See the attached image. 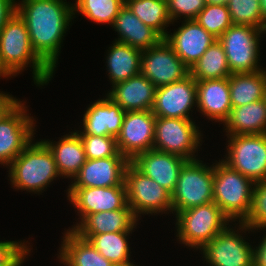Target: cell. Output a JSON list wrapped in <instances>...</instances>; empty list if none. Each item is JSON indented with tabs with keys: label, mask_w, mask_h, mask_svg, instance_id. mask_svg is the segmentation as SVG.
I'll list each match as a JSON object with an SVG mask.
<instances>
[{
	"label": "cell",
	"mask_w": 266,
	"mask_h": 266,
	"mask_svg": "<svg viewBox=\"0 0 266 266\" xmlns=\"http://www.w3.org/2000/svg\"><path fill=\"white\" fill-rule=\"evenodd\" d=\"M16 12L26 24L34 52L55 73L65 34L74 18L73 3L18 0Z\"/></svg>",
	"instance_id": "obj_1"
},
{
	"label": "cell",
	"mask_w": 266,
	"mask_h": 266,
	"mask_svg": "<svg viewBox=\"0 0 266 266\" xmlns=\"http://www.w3.org/2000/svg\"><path fill=\"white\" fill-rule=\"evenodd\" d=\"M0 60L14 77L27 67L33 69V81L38 87L47 85L54 78V72L34 52L26 24L17 12L0 30Z\"/></svg>",
	"instance_id": "obj_2"
},
{
	"label": "cell",
	"mask_w": 266,
	"mask_h": 266,
	"mask_svg": "<svg viewBox=\"0 0 266 266\" xmlns=\"http://www.w3.org/2000/svg\"><path fill=\"white\" fill-rule=\"evenodd\" d=\"M35 141L11 162L7 172L13 189L40 195L61 176L50 148L43 140Z\"/></svg>",
	"instance_id": "obj_3"
},
{
	"label": "cell",
	"mask_w": 266,
	"mask_h": 266,
	"mask_svg": "<svg viewBox=\"0 0 266 266\" xmlns=\"http://www.w3.org/2000/svg\"><path fill=\"white\" fill-rule=\"evenodd\" d=\"M215 162L213 163V202L232 224L235 221L242 223L251 209L255 182L230 168L222 160L219 159V162L215 160Z\"/></svg>",
	"instance_id": "obj_4"
},
{
	"label": "cell",
	"mask_w": 266,
	"mask_h": 266,
	"mask_svg": "<svg viewBox=\"0 0 266 266\" xmlns=\"http://www.w3.org/2000/svg\"><path fill=\"white\" fill-rule=\"evenodd\" d=\"M175 218L178 243L199 252L213 237L232 223L213 201L180 211Z\"/></svg>",
	"instance_id": "obj_5"
},
{
	"label": "cell",
	"mask_w": 266,
	"mask_h": 266,
	"mask_svg": "<svg viewBox=\"0 0 266 266\" xmlns=\"http://www.w3.org/2000/svg\"><path fill=\"white\" fill-rule=\"evenodd\" d=\"M213 164L187 160L182 166L175 190L171 194L173 215L213 201Z\"/></svg>",
	"instance_id": "obj_6"
},
{
	"label": "cell",
	"mask_w": 266,
	"mask_h": 266,
	"mask_svg": "<svg viewBox=\"0 0 266 266\" xmlns=\"http://www.w3.org/2000/svg\"><path fill=\"white\" fill-rule=\"evenodd\" d=\"M233 225L218 233L200 250L204 263L209 266H253L254 247L243 234L247 235V231L254 234V230L243 223Z\"/></svg>",
	"instance_id": "obj_7"
},
{
	"label": "cell",
	"mask_w": 266,
	"mask_h": 266,
	"mask_svg": "<svg viewBox=\"0 0 266 266\" xmlns=\"http://www.w3.org/2000/svg\"><path fill=\"white\" fill-rule=\"evenodd\" d=\"M266 31L248 25L232 24L219 38L231 74L263 70L259 65L261 35ZM262 37V38H261ZM262 67V68H261Z\"/></svg>",
	"instance_id": "obj_8"
},
{
	"label": "cell",
	"mask_w": 266,
	"mask_h": 266,
	"mask_svg": "<svg viewBox=\"0 0 266 266\" xmlns=\"http://www.w3.org/2000/svg\"><path fill=\"white\" fill-rule=\"evenodd\" d=\"M124 182L127 205L138 220L142 215L173 214L171 194L131 162L125 170Z\"/></svg>",
	"instance_id": "obj_9"
},
{
	"label": "cell",
	"mask_w": 266,
	"mask_h": 266,
	"mask_svg": "<svg viewBox=\"0 0 266 266\" xmlns=\"http://www.w3.org/2000/svg\"><path fill=\"white\" fill-rule=\"evenodd\" d=\"M193 120L156 117L153 149L187 160L197 159L203 134L200 126L196 125V120Z\"/></svg>",
	"instance_id": "obj_10"
},
{
	"label": "cell",
	"mask_w": 266,
	"mask_h": 266,
	"mask_svg": "<svg viewBox=\"0 0 266 266\" xmlns=\"http://www.w3.org/2000/svg\"><path fill=\"white\" fill-rule=\"evenodd\" d=\"M222 161L254 182L266 179V135H226Z\"/></svg>",
	"instance_id": "obj_11"
},
{
	"label": "cell",
	"mask_w": 266,
	"mask_h": 266,
	"mask_svg": "<svg viewBox=\"0 0 266 266\" xmlns=\"http://www.w3.org/2000/svg\"><path fill=\"white\" fill-rule=\"evenodd\" d=\"M23 101L0 122V165L11 162L35 138L36 121Z\"/></svg>",
	"instance_id": "obj_12"
},
{
	"label": "cell",
	"mask_w": 266,
	"mask_h": 266,
	"mask_svg": "<svg viewBox=\"0 0 266 266\" xmlns=\"http://www.w3.org/2000/svg\"><path fill=\"white\" fill-rule=\"evenodd\" d=\"M140 74L158 88L183 80L190 69L163 38L157 45L142 51Z\"/></svg>",
	"instance_id": "obj_13"
},
{
	"label": "cell",
	"mask_w": 266,
	"mask_h": 266,
	"mask_svg": "<svg viewBox=\"0 0 266 266\" xmlns=\"http://www.w3.org/2000/svg\"><path fill=\"white\" fill-rule=\"evenodd\" d=\"M67 200L71 202L78 215L73 230L87 215L116 209H131L127 205L126 186L67 188ZM77 209V210H76Z\"/></svg>",
	"instance_id": "obj_14"
},
{
	"label": "cell",
	"mask_w": 266,
	"mask_h": 266,
	"mask_svg": "<svg viewBox=\"0 0 266 266\" xmlns=\"http://www.w3.org/2000/svg\"><path fill=\"white\" fill-rule=\"evenodd\" d=\"M196 96V80L189 74L181 81L158 87L151 111L156 117L193 119Z\"/></svg>",
	"instance_id": "obj_15"
},
{
	"label": "cell",
	"mask_w": 266,
	"mask_h": 266,
	"mask_svg": "<svg viewBox=\"0 0 266 266\" xmlns=\"http://www.w3.org/2000/svg\"><path fill=\"white\" fill-rule=\"evenodd\" d=\"M156 116L152 111H128L116 138L119 152L130 162L153 149Z\"/></svg>",
	"instance_id": "obj_16"
},
{
	"label": "cell",
	"mask_w": 266,
	"mask_h": 266,
	"mask_svg": "<svg viewBox=\"0 0 266 266\" xmlns=\"http://www.w3.org/2000/svg\"><path fill=\"white\" fill-rule=\"evenodd\" d=\"M129 163L130 161L124 156L87 159L68 188L125 185V170Z\"/></svg>",
	"instance_id": "obj_17"
},
{
	"label": "cell",
	"mask_w": 266,
	"mask_h": 266,
	"mask_svg": "<svg viewBox=\"0 0 266 266\" xmlns=\"http://www.w3.org/2000/svg\"><path fill=\"white\" fill-rule=\"evenodd\" d=\"M165 40L173 47L183 63L191 69L208 47L218 39L196 20H183L181 26L173 33L168 32Z\"/></svg>",
	"instance_id": "obj_18"
},
{
	"label": "cell",
	"mask_w": 266,
	"mask_h": 266,
	"mask_svg": "<svg viewBox=\"0 0 266 266\" xmlns=\"http://www.w3.org/2000/svg\"><path fill=\"white\" fill-rule=\"evenodd\" d=\"M105 96V97H104ZM103 99L89 104L83 114L82 128L74 130L78 135L115 137L120 133L125 111L106 94Z\"/></svg>",
	"instance_id": "obj_19"
},
{
	"label": "cell",
	"mask_w": 266,
	"mask_h": 266,
	"mask_svg": "<svg viewBox=\"0 0 266 266\" xmlns=\"http://www.w3.org/2000/svg\"><path fill=\"white\" fill-rule=\"evenodd\" d=\"M186 161L181 156L151 149L137 155L131 163L172 194L179 172Z\"/></svg>",
	"instance_id": "obj_20"
},
{
	"label": "cell",
	"mask_w": 266,
	"mask_h": 266,
	"mask_svg": "<svg viewBox=\"0 0 266 266\" xmlns=\"http://www.w3.org/2000/svg\"><path fill=\"white\" fill-rule=\"evenodd\" d=\"M196 86V110L208 120L223 124L232 109L228 77L196 81Z\"/></svg>",
	"instance_id": "obj_21"
},
{
	"label": "cell",
	"mask_w": 266,
	"mask_h": 266,
	"mask_svg": "<svg viewBox=\"0 0 266 266\" xmlns=\"http://www.w3.org/2000/svg\"><path fill=\"white\" fill-rule=\"evenodd\" d=\"M111 87L106 95L125 112L152 110L157 87L145 76L138 74Z\"/></svg>",
	"instance_id": "obj_22"
},
{
	"label": "cell",
	"mask_w": 266,
	"mask_h": 266,
	"mask_svg": "<svg viewBox=\"0 0 266 266\" xmlns=\"http://www.w3.org/2000/svg\"><path fill=\"white\" fill-rule=\"evenodd\" d=\"M111 27L117 32L116 42L141 51L157 45L163 39L156 30L145 25L126 4L120 9Z\"/></svg>",
	"instance_id": "obj_23"
},
{
	"label": "cell",
	"mask_w": 266,
	"mask_h": 266,
	"mask_svg": "<svg viewBox=\"0 0 266 266\" xmlns=\"http://www.w3.org/2000/svg\"><path fill=\"white\" fill-rule=\"evenodd\" d=\"M69 133L59 138V141L42 140L52 151L61 178H70L72 181L87 159L80 136L75 131Z\"/></svg>",
	"instance_id": "obj_24"
},
{
	"label": "cell",
	"mask_w": 266,
	"mask_h": 266,
	"mask_svg": "<svg viewBox=\"0 0 266 266\" xmlns=\"http://www.w3.org/2000/svg\"><path fill=\"white\" fill-rule=\"evenodd\" d=\"M137 222L131 209H116L87 215L73 231L78 235L136 231Z\"/></svg>",
	"instance_id": "obj_25"
},
{
	"label": "cell",
	"mask_w": 266,
	"mask_h": 266,
	"mask_svg": "<svg viewBox=\"0 0 266 266\" xmlns=\"http://www.w3.org/2000/svg\"><path fill=\"white\" fill-rule=\"evenodd\" d=\"M58 249V261L64 266H110L112 263L101 255L86 239L67 229Z\"/></svg>",
	"instance_id": "obj_26"
},
{
	"label": "cell",
	"mask_w": 266,
	"mask_h": 266,
	"mask_svg": "<svg viewBox=\"0 0 266 266\" xmlns=\"http://www.w3.org/2000/svg\"><path fill=\"white\" fill-rule=\"evenodd\" d=\"M226 135L266 133V104L264 99L233 107L223 123Z\"/></svg>",
	"instance_id": "obj_27"
},
{
	"label": "cell",
	"mask_w": 266,
	"mask_h": 266,
	"mask_svg": "<svg viewBox=\"0 0 266 266\" xmlns=\"http://www.w3.org/2000/svg\"><path fill=\"white\" fill-rule=\"evenodd\" d=\"M106 51V70L110 84L126 81L140 74L142 51L130 45L113 41Z\"/></svg>",
	"instance_id": "obj_28"
},
{
	"label": "cell",
	"mask_w": 266,
	"mask_h": 266,
	"mask_svg": "<svg viewBox=\"0 0 266 266\" xmlns=\"http://www.w3.org/2000/svg\"><path fill=\"white\" fill-rule=\"evenodd\" d=\"M228 80L232 108L264 98L266 68L254 72L233 73Z\"/></svg>",
	"instance_id": "obj_29"
},
{
	"label": "cell",
	"mask_w": 266,
	"mask_h": 266,
	"mask_svg": "<svg viewBox=\"0 0 266 266\" xmlns=\"http://www.w3.org/2000/svg\"><path fill=\"white\" fill-rule=\"evenodd\" d=\"M134 231H120L96 235H79L88 240L97 251L112 264H134L130 260L131 247L129 236Z\"/></svg>",
	"instance_id": "obj_30"
},
{
	"label": "cell",
	"mask_w": 266,
	"mask_h": 266,
	"mask_svg": "<svg viewBox=\"0 0 266 266\" xmlns=\"http://www.w3.org/2000/svg\"><path fill=\"white\" fill-rule=\"evenodd\" d=\"M190 75L196 81L227 78L231 75L224 48L218 40L191 67Z\"/></svg>",
	"instance_id": "obj_31"
},
{
	"label": "cell",
	"mask_w": 266,
	"mask_h": 266,
	"mask_svg": "<svg viewBox=\"0 0 266 266\" xmlns=\"http://www.w3.org/2000/svg\"><path fill=\"white\" fill-rule=\"evenodd\" d=\"M130 10L145 24L156 30L163 38L172 24L166 0H125Z\"/></svg>",
	"instance_id": "obj_32"
},
{
	"label": "cell",
	"mask_w": 266,
	"mask_h": 266,
	"mask_svg": "<svg viewBox=\"0 0 266 266\" xmlns=\"http://www.w3.org/2000/svg\"><path fill=\"white\" fill-rule=\"evenodd\" d=\"M124 4L125 0H75L73 17L79 13L94 23L112 26Z\"/></svg>",
	"instance_id": "obj_33"
},
{
	"label": "cell",
	"mask_w": 266,
	"mask_h": 266,
	"mask_svg": "<svg viewBox=\"0 0 266 266\" xmlns=\"http://www.w3.org/2000/svg\"><path fill=\"white\" fill-rule=\"evenodd\" d=\"M227 8L234 25H248L266 31L260 0H228Z\"/></svg>",
	"instance_id": "obj_34"
},
{
	"label": "cell",
	"mask_w": 266,
	"mask_h": 266,
	"mask_svg": "<svg viewBox=\"0 0 266 266\" xmlns=\"http://www.w3.org/2000/svg\"><path fill=\"white\" fill-rule=\"evenodd\" d=\"M195 20L217 39L232 25L227 5L206 4Z\"/></svg>",
	"instance_id": "obj_35"
},
{
	"label": "cell",
	"mask_w": 266,
	"mask_h": 266,
	"mask_svg": "<svg viewBox=\"0 0 266 266\" xmlns=\"http://www.w3.org/2000/svg\"><path fill=\"white\" fill-rule=\"evenodd\" d=\"M84 146L86 159H101L123 156L118 149L115 137L79 135Z\"/></svg>",
	"instance_id": "obj_36"
},
{
	"label": "cell",
	"mask_w": 266,
	"mask_h": 266,
	"mask_svg": "<svg viewBox=\"0 0 266 266\" xmlns=\"http://www.w3.org/2000/svg\"><path fill=\"white\" fill-rule=\"evenodd\" d=\"M242 223L252 230L266 227V179L255 182L251 209Z\"/></svg>",
	"instance_id": "obj_37"
},
{
	"label": "cell",
	"mask_w": 266,
	"mask_h": 266,
	"mask_svg": "<svg viewBox=\"0 0 266 266\" xmlns=\"http://www.w3.org/2000/svg\"><path fill=\"white\" fill-rule=\"evenodd\" d=\"M31 250L32 246L28 240H0V266H23Z\"/></svg>",
	"instance_id": "obj_38"
},
{
	"label": "cell",
	"mask_w": 266,
	"mask_h": 266,
	"mask_svg": "<svg viewBox=\"0 0 266 266\" xmlns=\"http://www.w3.org/2000/svg\"><path fill=\"white\" fill-rule=\"evenodd\" d=\"M172 24L177 20H195L206 6V0H166ZM175 22V23H174Z\"/></svg>",
	"instance_id": "obj_39"
},
{
	"label": "cell",
	"mask_w": 266,
	"mask_h": 266,
	"mask_svg": "<svg viewBox=\"0 0 266 266\" xmlns=\"http://www.w3.org/2000/svg\"><path fill=\"white\" fill-rule=\"evenodd\" d=\"M22 101L9 93L0 91V122L8 116Z\"/></svg>",
	"instance_id": "obj_40"
},
{
	"label": "cell",
	"mask_w": 266,
	"mask_h": 266,
	"mask_svg": "<svg viewBox=\"0 0 266 266\" xmlns=\"http://www.w3.org/2000/svg\"><path fill=\"white\" fill-rule=\"evenodd\" d=\"M258 230H262L264 232L266 231V227L255 229L254 233ZM256 245H253V266H266V234L263 236L262 239H260V242Z\"/></svg>",
	"instance_id": "obj_41"
},
{
	"label": "cell",
	"mask_w": 266,
	"mask_h": 266,
	"mask_svg": "<svg viewBox=\"0 0 266 266\" xmlns=\"http://www.w3.org/2000/svg\"><path fill=\"white\" fill-rule=\"evenodd\" d=\"M16 12V0H0V30Z\"/></svg>",
	"instance_id": "obj_42"
},
{
	"label": "cell",
	"mask_w": 266,
	"mask_h": 266,
	"mask_svg": "<svg viewBox=\"0 0 266 266\" xmlns=\"http://www.w3.org/2000/svg\"><path fill=\"white\" fill-rule=\"evenodd\" d=\"M9 78L11 77L12 78V75L4 68V66L2 65L1 63V60H0V78Z\"/></svg>",
	"instance_id": "obj_43"
},
{
	"label": "cell",
	"mask_w": 266,
	"mask_h": 266,
	"mask_svg": "<svg viewBox=\"0 0 266 266\" xmlns=\"http://www.w3.org/2000/svg\"><path fill=\"white\" fill-rule=\"evenodd\" d=\"M261 11H262V19L264 24L266 25V0H260Z\"/></svg>",
	"instance_id": "obj_44"
},
{
	"label": "cell",
	"mask_w": 266,
	"mask_h": 266,
	"mask_svg": "<svg viewBox=\"0 0 266 266\" xmlns=\"http://www.w3.org/2000/svg\"><path fill=\"white\" fill-rule=\"evenodd\" d=\"M228 0H206V4L227 5Z\"/></svg>",
	"instance_id": "obj_45"
},
{
	"label": "cell",
	"mask_w": 266,
	"mask_h": 266,
	"mask_svg": "<svg viewBox=\"0 0 266 266\" xmlns=\"http://www.w3.org/2000/svg\"><path fill=\"white\" fill-rule=\"evenodd\" d=\"M110 266H139V265H136V264H112Z\"/></svg>",
	"instance_id": "obj_46"
},
{
	"label": "cell",
	"mask_w": 266,
	"mask_h": 266,
	"mask_svg": "<svg viewBox=\"0 0 266 266\" xmlns=\"http://www.w3.org/2000/svg\"><path fill=\"white\" fill-rule=\"evenodd\" d=\"M264 101H265V104H266V86H265V93H264Z\"/></svg>",
	"instance_id": "obj_47"
}]
</instances>
